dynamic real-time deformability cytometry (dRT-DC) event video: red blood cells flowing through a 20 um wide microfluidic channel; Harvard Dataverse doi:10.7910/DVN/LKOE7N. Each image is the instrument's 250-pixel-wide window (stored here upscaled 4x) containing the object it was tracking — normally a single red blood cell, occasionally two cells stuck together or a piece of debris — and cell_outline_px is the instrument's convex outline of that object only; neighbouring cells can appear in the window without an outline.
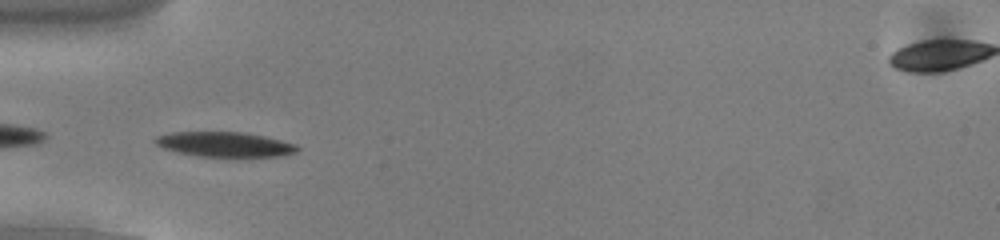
{"species": "common noctule bat (a hibernating species)", "species_latin": "Nyctalus noctula", "temperature_condition": "cold", "stored_images_in_passage": 52, "camera_frame_rate_fps": 3000, "um_per_image_px": 0.085, "animal": {"sex": "male", "body_mass_g": 13.0, "forearm_length_mm": 53.1}, "frame": {"image": 1, "passage_image": 16, "time_ms": 5.0, "image_size_px": [1000, 240], "cell_outline_px": [[300, 148], [296, 152], [280, 156], [236, 160], [200, 156], [176, 152], [164, 148], [156, 144], [152, 140], [156, 136], [172, 132], [240, 132], [264, 136], [296, 144]], "centroid_in_image_um": [19.14, 12.32], "position_along_channel_um": 65.9, "area_um2": 21.56}}
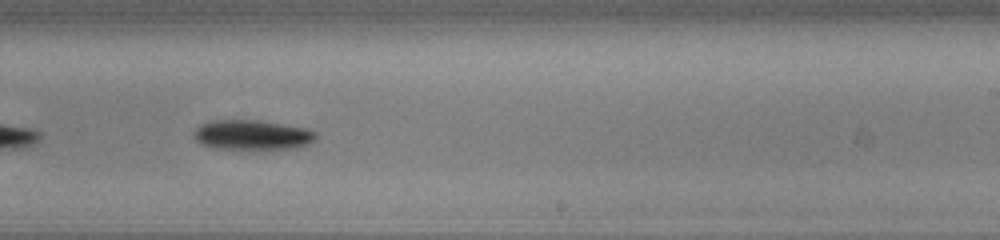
{"frame": {"image": 2, "passage_image": 32, "time_ms": 10.333, "image_size_px": [1000, 240], "cell_outline_px": [[316, 136], [308, 144], [296, 148], [252, 152], [212, 148], [200, 144], [192, 136], [192, 132], [200, 124], [208, 120], [260, 120], [304, 128], [316, 132]], "centroid_in_image_um": [21.36, 11.52], "position_along_channel_um": 267.6, "area_um2": 22.31}}
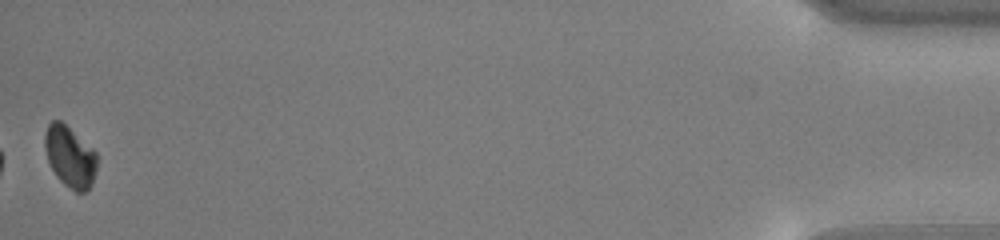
{"frame": {"image": 3, "passage_image": 52, "time_ms": 17.0, "image_size_px": [1000, 240], "cell_outline_px": [[96, 168], [92, 184], [84, 192], [76, 192], [64, 184], [56, 176], [48, 160], [44, 148], [44, 136], [48, 124], [52, 120], [60, 120], [92, 148], [96, 152]], "centroid_in_image_um": [5.93, 13.31], "position_along_channel_um": 429.3, "area_um2": 18.38}, "authors_computed_cell_mechanics": {"area_um2": 22.4264, "velocity_mm_per_s": 3.8167, "shape_relaxation_time_tau1_ms": 2.2295, "shape_relaxation_time_tau2_ms": null, "deformation_change_tau1": 0.108, "deformation_change_tau2": null}}